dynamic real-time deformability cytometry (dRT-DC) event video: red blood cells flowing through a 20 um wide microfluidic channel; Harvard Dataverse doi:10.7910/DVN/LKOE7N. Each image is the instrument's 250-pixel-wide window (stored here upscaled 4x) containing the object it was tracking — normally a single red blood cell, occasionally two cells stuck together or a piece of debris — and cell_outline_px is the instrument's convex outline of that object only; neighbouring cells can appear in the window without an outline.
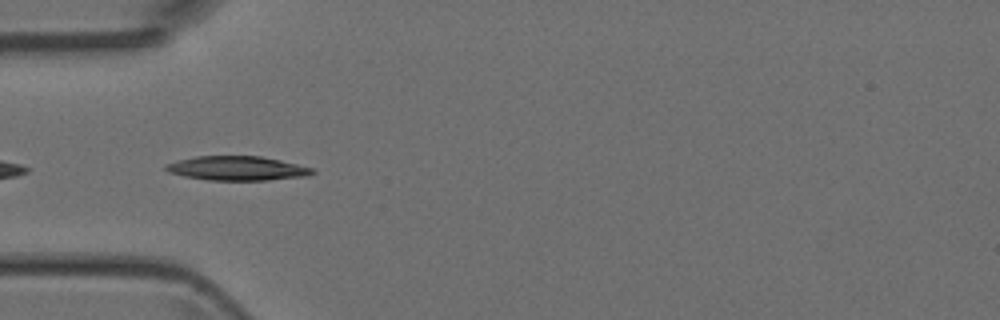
{"species": "Egyptian fruit bat (a non-hibernating species)", "species_latin": "Rousettus aegyptiacus", "temperature_condition": "room temperature", "stored_images_in_passage": 35, "camera_frame_rate_fps": 3000, "um_per_image_px": 0.085, "animal": {"sex": "female"}, "frame": {"image": 1, "passage_image": 5, "time_ms": 1.333, "image_size_px": [1000, 320], "cell_outline_px": [[316, 172], [308, 176], [268, 180], [208, 180], [184, 176], [168, 172], [164, 168], [164, 164], [196, 156], [260, 156], [280, 160], [312, 168]], "centroid_in_image_um": [20.15, 14.31], "position_along_channel_um": 64.9, "area_um2": 20.63}}
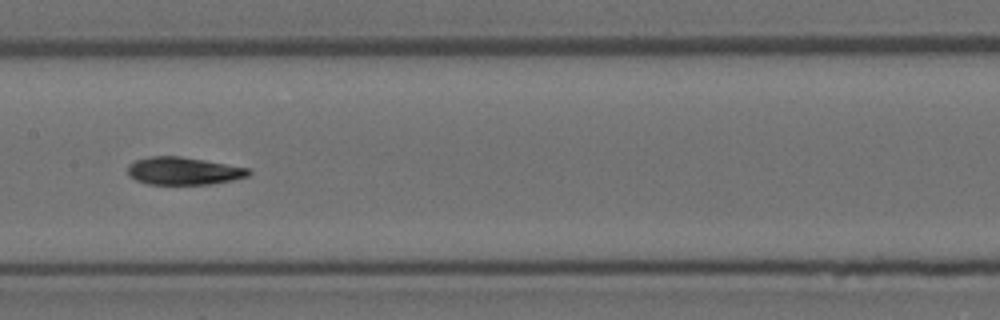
{"frame": {"image": 2, "passage_image": 14, "time_ms": 4.333, "image_size_px": [1000, 320], "cell_outline_px": [[252, 172], [248, 176], [232, 180], [208, 184], [148, 184], [136, 180], [128, 176], [128, 164], [136, 160], [148, 156], [180, 156], [204, 160], [248, 168]], "centroid_in_image_um": [15.56, 14.53], "position_along_channel_um": 191.8, "area_um2": 19.42}}
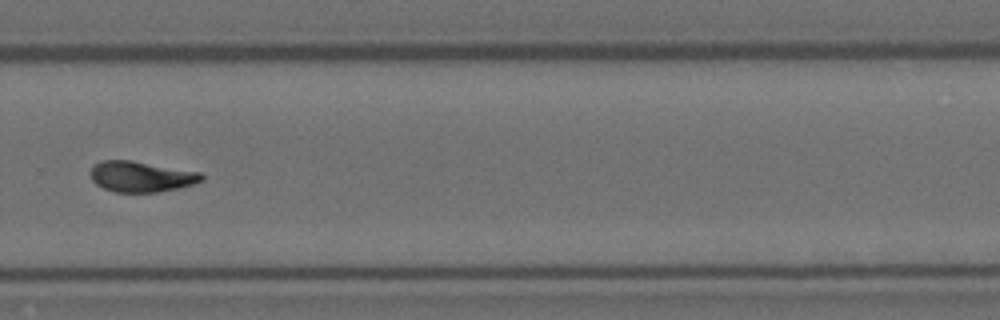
{"frame": {"image": 3, "passage_image": 23, "time_ms": 7.333, "image_size_px": [1000, 320], "cell_outline_px": [[204, 180], [180, 188], [156, 192], [116, 192], [104, 188], [96, 184], [92, 180], [88, 172], [96, 164], [104, 160], [132, 160], [200, 172], [204, 176]], "centroid_in_image_um": [12.0, 15.01], "position_along_channel_um": 317.8, "area_um2": 19.88}}